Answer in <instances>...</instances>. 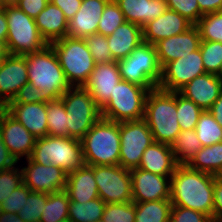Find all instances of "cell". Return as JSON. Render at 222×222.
Wrapping results in <instances>:
<instances>
[{"label":"cell","instance_id":"6da1fadb","mask_svg":"<svg viewBox=\"0 0 222 222\" xmlns=\"http://www.w3.org/2000/svg\"><path fill=\"white\" fill-rule=\"evenodd\" d=\"M170 180L172 206L196 210L213 218L215 175L178 165Z\"/></svg>","mask_w":222,"mask_h":222},{"label":"cell","instance_id":"7a4b0ae2","mask_svg":"<svg viewBox=\"0 0 222 222\" xmlns=\"http://www.w3.org/2000/svg\"><path fill=\"white\" fill-rule=\"evenodd\" d=\"M144 120L155 142L171 145L181 131L177 120V92L158 87L150 90L145 103Z\"/></svg>","mask_w":222,"mask_h":222},{"label":"cell","instance_id":"3957f363","mask_svg":"<svg viewBox=\"0 0 222 222\" xmlns=\"http://www.w3.org/2000/svg\"><path fill=\"white\" fill-rule=\"evenodd\" d=\"M24 56L27 62L28 82L39 88L49 101L60 99L72 87L50 44L40 51Z\"/></svg>","mask_w":222,"mask_h":222},{"label":"cell","instance_id":"277c9868","mask_svg":"<svg viewBox=\"0 0 222 222\" xmlns=\"http://www.w3.org/2000/svg\"><path fill=\"white\" fill-rule=\"evenodd\" d=\"M80 141L85 165L119 164L120 122L101 117Z\"/></svg>","mask_w":222,"mask_h":222},{"label":"cell","instance_id":"5b68a950","mask_svg":"<svg viewBox=\"0 0 222 222\" xmlns=\"http://www.w3.org/2000/svg\"><path fill=\"white\" fill-rule=\"evenodd\" d=\"M29 158L40 165L59 167L67 174L84 165L81 141L70 137L38 138Z\"/></svg>","mask_w":222,"mask_h":222},{"label":"cell","instance_id":"8992f818","mask_svg":"<svg viewBox=\"0 0 222 222\" xmlns=\"http://www.w3.org/2000/svg\"><path fill=\"white\" fill-rule=\"evenodd\" d=\"M50 45L71 86H84L96 65L85 39L66 36Z\"/></svg>","mask_w":222,"mask_h":222},{"label":"cell","instance_id":"52a82bcc","mask_svg":"<svg viewBox=\"0 0 222 222\" xmlns=\"http://www.w3.org/2000/svg\"><path fill=\"white\" fill-rule=\"evenodd\" d=\"M152 89L120 80L110 99L100 108L101 117L114 122L144 119L147 95Z\"/></svg>","mask_w":222,"mask_h":222},{"label":"cell","instance_id":"ba28073f","mask_svg":"<svg viewBox=\"0 0 222 222\" xmlns=\"http://www.w3.org/2000/svg\"><path fill=\"white\" fill-rule=\"evenodd\" d=\"M121 79L154 89L161 80L162 68L159 64L155 45L142 42L126 58L117 61Z\"/></svg>","mask_w":222,"mask_h":222},{"label":"cell","instance_id":"9c48e42d","mask_svg":"<svg viewBox=\"0 0 222 222\" xmlns=\"http://www.w3.org/2000/svg\"><path fill=\"white\" fill-rule=\"evenodd\" d=\"M8 25L6 43L11 55H26L40 51L47 44L41 37L35 20L16 5L5 6Z\"/></svg>","mask_w":222,"mask_h":222},{"label":"cell","instance_id":"30bf717a","mask_svg":"<svg viewBox=\"0 0 222 222\" xmlns=\"http://www.w3.org/2000/svg\"><path fill=\"white\" fill-rule=\"evenodd\" d=\"M60 99L68 115L69 137L81 140L101 118L100 107L83 86H72Z\"/></svg>","mask_w":222,"mask_h":222},{"label":"cell","instance_id":"8fae6325","mask_svg":"<svg viewBox=\"0 0 222 222\" xmlns=\"http://www.w3.org/2000/svg\"><path fill=\"white\" fill-rule=\"evenodd\" d=\"M153 142V134L144 119L120 122L119 165L129 170L138 168L144 151Z\"/></svg>","mask_w":222,"mask_h":222},{"label":"cell","instance_id":"7c38bea8","mask_svg":"<svg viewBox=\"0 0 222 222\" xmlns=\"http://www.w3.org/2000/svg\"><path fill=\"white\" fill-rule=\"evenodd\" d=\"M99 198L106 204L132 201L131 173L118 165H93Z\"/></svg>","mask_w":222,"mask_h":222},{"label":"cell","instance_id":"4fadbf2b","mask_svg":"<svg viewBox=\"0 0 222 222\" xmlns=\"http://www.w3.org/2000/svg\"><path fill=\"white\" fill-rule=\"evenodd\" d=\"M200 48L188 55L167 63L162 68L158 88L178 92L197 76L205 74Z\"/></svg>","mask_w":222,"mask_h":222},{"label":"cell","instance_id":"5bb4252c","mask_svg":"<svg viewBox=\"0 0 222 222\" xmlns=\"http://www.w3.org/2000/svg\"><path fill=\"white\" fill-rule=\"evenodd\" d=\"M28 167L21 169L23 183L32 191L51 194L65 190L67 173L54 165H40L30 158Z\"/></svg>","mask_w":222,"mask_h":222},{"label":"cell","instance_id":"9a60e30c","mask_svg":"<svg viewBox=\"0 0 222 222\" xmlns=\"http://www.w3.org/2000/svg\"><path fill=\"white\" fill-rule=\"evenodd\" d=\"M132 201L150 202L170 199L171 180L169 176H161L140 168L130 169Z\"/></svg>","mask_w":222,"mask_h":222},{"label":"cell","instance_id":"2e32d148","mask_svg":"<svg viewBox=\"0 0 222 222\" xmlns=\"http://www.w3.org/2000/svg\"><path fill=\"white\" fill-rule=\"evenodd\" d=\"M0 134L5 146L16 161L21 156L26 155V159L31 156L37 138L5 109L0 113Z\"/></svg>","mask_w":222,"mask_h":222},{"label":"cell","instance_id":"e0dca14e","mask_svg":"<svg viewBox=\"0 0 222 222\" xmlns=\"http://www.w3.org/2000/svg\"><path fill=\"white\" fill-rule=\"evenodd\" d=\"M26 83L28 70L25 56L10 55L0 68V103L3 107L13 101L19 89Z\"/></svg>","mask_w":222,"mask_h":222},{"label":"cell","instance_id":"ac0fdd59","mask_svg":"<svg viewBox=\"0 0 222 222\" xmlns=\"http://www.w3.org/2000/svg\"><path fill=\"white\" fill-rule=\"evenodd\" d=\"M121 80L117 61L96 63L84 88L101 108L113 94L116 84Z\"/></svg>","mask_w":222,"mask_h":222},{"label":"cell","instance_id":"d6986e66","mask_svg":"<svg viewBox=\"0 0 222 222\" xmlns=\"http://www.w3.org/2000/svg\"><path fill=\"white\" fill-rule=\"evenodd\" d=\"M200 42V32L196 25L181 34L160 40L155 47L161 68L173 60L198 50Z\"/></svg>","mask_w":222,"mask_h":222},{"label":"cell","instance_id":"ffe728a7","mask_svg":"<svg viewBox=\"0 0 222 222\" xmlns=\"http://www.w3.org/2000/svg\"><path fill=\"white\" fill-rule=\"evenodd\" d=\"M193 24L176 11L167 9L161 16L142 27L143 42L155 45L160 40L187 31Z\"/></svg>","mask_w":222,"mask_h":222},{"label":"cell","instance_id":"44dd1931","mask_svg":"<svg viewBox=\"0 0 222 222\" xmlns=\"http://www.w3.org/2000/svg\"><path fill=\"white\" fill-rule=\"evenodd\" d=\"M178 92L203 110H209L222 93V78L205 73L192 79Z\"/></svg>","mask_w":222,"mask_h":222},{"label":"cell","instance_id":"7402d4cb","mask_svg":"<svg viewBox=\"0 0 222 222\" xmlns=\"http://www.w3.org/2000/svg\"><path fill=\"white\" fill-rule=\"evenodd\" d=\"M110 0H82L81 7L68 21L67 36L86 38L97 33L98 23Z\"/></svg>","mask_w":222,"mask_h":222},{"label":"cell","instance_id":"603a6c76","mask_svg":"<svg viewBox=\"0 0 222 222\" xmlns=\"http://www.w3.org/2000/svg\"><path fill=\"white\" fill-rule=\"evenodd\" d=\"M4 109L37 139L47 136L46 103H8Z\"/></svg>","mask_w":222,"mask_h":222},{"label":"cell","instance_id":"cb8c5ba5","mask_svg":"<svg viewBox=\"0 0 222 222\" xmlns=\"http://www.w3.org/2000/svg\"><path fill=\"white\" fill-rule=\"evenodd\" d=\"M65 191L70 202L86 203L98 198L99 194L94 170L84 164L75 171L68 173Z\"/></svg>","mask_w":222,"mask_h":222},{"label":"cell","instance_id":"d4e9b609","mask_svg":"<svg viewBox=\"0 0 222 222\" xmlns=\"http://www.w3.org/2000/svg\"><path fill=\"white\" fill-rule=\"evenodd\" d=\"M125 20L143 27L161 16L167 9L166 0H114Z\"/></svg>","mask_w":222,"mask_h":222},{"label":"cell","instance_id":"484cf974","mask_svg":"<svg viewBox=\"0 0 222 222\" xmlns=\"http://www.w3.org/2000/svg\"><path fill=\"white\" fill-rule=\"evenodd\" d=\"M178 164L171 145L153 142L144 151L138 168L161 176H172Z\"/></svg>","mask_w":222,"mask_h":222},{"label":"cell","instance_id":"4316f807","mask_svg":"<svg viewBox=\"0 0 222 222\" xmlns=\"http://www.w3.org/2000/svg\"><path fill=\"white\" fill-rule=\"evenodd\" d=\"M107 41L115 61L126 58L143 42L142 27L125 21L111 35L107 36Z\"/></svg>","mask_w":222,"mask_h":222},{"label":"cell","instance_id":"83f0119b","mask_svg":"<svg viewBox=\"0 0 222 222\" xmlns=\"http://www.w3.org/2000/svg\"><path fill=\"white\" fill-rule=\"evenodd\" d=\"M41 37L50 44L67 36L68 20L51 1L34 19Z\"/></svg>","mask_w":222,"mask_h":222},{"label":"cell","instance_id":"f1b7e54d","mask_svg":"<svg viewBox=\"0 0 222 222\" xmlns=\"http://www.w3.org/2000/svg\"><path fill=\"white\" fill-rule=\"evenodd\" d=\"M187 166L216 176L222 170V142L202 147Z\"/></svg>","mask_w":222,"mask_h":222},{"label":"cell","instance_id":"f546056e","mask_svg":"<svg viewBox=\"0 0 222 222\" xmlns=\"http://www.w3.org/2000/svg\"><path fill=\"white\" fill-rule=\"evenodd\" d=\"M202 148L195 129L181 130L175 141L171 144L178 165H188Z\"/></svg>","mask_w":222,"mask_h":222},{"label":"cell","instance_id":"4dcf8cb0","mask_svg":"<svg viewBox=\"0 0 222 222\" xmlns=\"http://www.w3.org/2000/svg\"><path fill=\"white\" fill-rule=\"evenodd\" d=\"M135 222H169L172 203L170 199L134 202Z\"/></svg>","mask_w":222,"mask_h":222},{"label":"cell","instance_id":"1f68e13d","mask_svg":"<svg viewBox=\"0 0 222 222\" xmlns=\"http://www.w3.org/2000/svg\"><path fill=\"white\" fill-rule=\"evenodd\" d=\"M105 206L99 197L86 203L70 202L68 219L71 222H96L103 217Z\"/></svg>","mask_w":222,"mask_h":222},{"label":"cell","instance_id":"d6a6232c","mask_svg":"<svg viewBox=\"0 0 222 222\" xmlns=\"http://www.w3.org/2000/svg\"><path fill=\"white\" fill-rule=\"evenodd\" d=\"M70 200L65 190L47 194V201L40 222H60L68 220Z\"/></svg>","mask_w":222,"mask_h":222},{"label":"cell","instance_id":"836d02e7","mask_svg":"<svg viewBox=\"0 0 222 222\" xmlns=\"http://www.w3.org/2000/svg\"><path fill=\"white\" fill-rule=\"evenodd\" d=\"M49 136L69 137L68 115L61 99L46 102Z\"/></svg>","mask_w":222,"mask_h":222},{"label":"cell","instance_id":"e575fe53","mask_svg":"<svg viewBox=\"0 0 222 222\" xmlns=\"http://www.w3.org/2000/svg\"><path fill=\"white\" fill-rule=\"evenodd\" d=\"M195 131L202 147L222 142V127L209 110L202 112L198 118Z\"/></svg>","mask_w":222,"mask_h":222},{"label":"cell","instance_id":"d590c367","mask_svg":"<svg viewBox=\"0 0 222 222\" xmlns=\"http://www.w3.org/2000/svg\"><path fill=\"white\" fill-rule=\"evenodd\" d=\"M204 110L177 92V120L180 130H193Z\"/></svg>","mask_w":222,"mask_h":222},{"label":"cell","instance_id":"8d00e7d4","mask_svg":"<svg viewBox=\"0 0 222 222\" xmlns=\"http://www.w3.org/2000/svg\"><path fill=\"white\" fill-rule=\"evenodd\" d=\"M196 26L201 40L222 43V11L204 14Z\"/></svg>","mask_w":222,"mask_h":222},{"label":"cell","instance_id":"74e56055","mask_svg":"<svg viewBox=\"0 0 222 222\" xmlns=\"http://www.w3.org/2000/svg\"><path fill=\"white\" fill-rule=\"evenodd\" d=\"M125 21L119 5L114 0H110L101 15L97 33L109 36Z\"/></svg>","mask_w":222,"mask_h":222},{"label":"cell","instance_id":"f35d334b","mask_svg":"<svg viewBox=\"0 0 222 222\" xmlns=\"http://www.w3.org/2000/svg\"><path fill=\"white\" fill-rule=\"evenodd\" d=\"M200 52L206 73L215 74L220 77V66L222 63V43L213 41L200 42Z\"/></svg>","mask_w":222,"mask_h":222},{"label":"cell","instance_id":"ab89813d","mask_svg":"<svg viewBox=\"0 0 222 222\" xmlns=\"http://www.w3.org/2000/svg\"><path fill=\"white\" fill-rule=\"evenodd\" d=\"M46 201V193L31 192L27 196L26 204L20 209L18 215L24 222H40Z\"/></svg>","mask_w":222,"mask_h":222},{"label":"cell","instance_id":"60d3db41","mask_svg":"<svg viewBox=\"0 0 222 222\" xmlns=\"http://www.w3.org/2000/svg\"><path fill=\"white\" fill-rule=\"evenodd\" d=\"M136 207L133 201L106 204L103 214L105 222H135Z\"/></svg>","mask_w":222,"mask_h":222},{"label":"cell","instance_id":"b9f144b4","mask_svg":"<svg viewBox=\"0 0 222 222\" xmlns=\"http://www.w3.org/2000/svg\"><path fill=\"white\" fill-rule=\"evenodd\" d=\"M84 39L95 63H110L115 61L109 49L107 36L95 33Z\"/></svg>","mask_w":222,"mask_h":222},{"label":"cell","instance_id":"7bdbcfd3","mask_svg":"<svg viewBox=\"0 0 222 222\" xmlns=\"http://www.w3.org/2000/svg\"><path fill=\"white\" fill-rule=\"evenodd\" d=\"M166 4L168 9L176 11L193 25H196L203 16L197 0H166Z\"/></svg>","mask_w":222,"mask_h":222},{"label":"cell","instance_id":"ee69618b","mask_svg":"<svg viewBox=\"0 0 222 222\" xmlns=\"http://www.w3.org/2000/svg\"><path fill=\"white\" fill-rule=\"evenodd\" d=\"M23 184V173L14 167L0 171V203Z\"/></svg>","mask_w":222,"mask_h":222},{"label":"cell","instance_id":"f6af8a7d","mask_svg":"<svg viewBox=\"0 0 222 222\" xmlns=\"http://www.w3.org/2000/svg\"><path fill=\"white\" fill-rule=\"evenodd\" d=\"M32 191L23 183L4 199L1 211L18 214L20 209L26 204L27 196Z\"/></svg>","mask_w":222,"mask_h":222},{"label":"cell","instance_id":"bcb514c9","mask_svg":"<svg viewBox=\"0 0 222 222\" xmlns=\"http://www.w3.org/2000/svg\"><path fill=\"white\" fill-rule=\"evenodd\" d=\"M169 222H214L213 218L196 210L172 206Z\"/></svg>","mask_w":222,"mask_h":222},{"label":"cell","instance_id":"7dc6e473","mask_svg":"<svg viewBox=\"0 0 222 222\" xmlns=\"http://www.w3.org/2000/svg\"><path fill=\"white\" fill-rule=\"evenodd\" d=\"M49 100L44 93L31 83L24 84L10 103H46Z\"/></svg>","mask_w":222,"mask_h":222},{"label":"cell","instance_id":"c3c4849f","mask_svg":"<svg viewBox=\"0 0 222 222\" xmlns=\"http://www.w3.org/2000/svg\"><path fill=\"white\" fill-rule=\"evenodd\" d=\"M48 3V0H18L15 5L29 17L35 19Z\"/></svg>","mask_w":222,"mask_h":222},{"label":"cell","instance_id":"681fc988","mask_svg":"<svg viewBox=\"0 0 222 222\" xmlns=\"http://www.w3.org/2000/svg\"><path fill=\"white\" fill-rule=\"evenodd\" d=\"M213 221L222 222V181L216 176L214 180Z\"/></svg>","mask_w":222,"mask_h":222},{"label":"cell","instance_id":"f907efd6","mask_svg":"<svg viewBox=\"0 0 222 222\" xmlns=\"http://www.w3.org/2000/svg\"><path fill=\"white\" fill-rule=\"evenodd\" d=\"M51 2L63 11L68 21L74 17L82 4V0H51Z\"/></svg>","mask_w":222,"mask_h":222},{"label":"cell","instance_id":"816d5d0a","mask_svg":"<svg viewBox=\"0 0 222 222\" xmlns=\"http://www.w3.org/2000/svg\"><path fill=\"white\" fill-rule=\"evenodd\" d=\"M17 161L8 151L0 134V171L14 167Z\"/></svg>","mask_w":222,"mask_h":222},{"label":"cell","instance_id":"f5cc1de1","mask_svg":"<svg viewBox=\"0 0 222 222\" xmlns=\"http://www.w3.org/2000/svg\"><path fill=\"white\" fill-rule=\"evenodd\" d=\"M200 12L204 15L222 11V0H197Z\"/></svg>","mask_w":222,"mask_h":222},{"label":"cell","instance_id":"db71d44e","mask_svg":"<svg viewBox=\"0 0 222 222\" xmlns=\"http://www.w3.org/2000/svg\"><path fill=\"white\" fill-rule=\"evenodd\" d=\"M210 113L213 115L214 119L221 125L222 127V93L218 97V99L214 102L212 107L209 109Z\"/></svg>","mask_w":222,"mask_h":222},{"label":"cell","instance_id":"11a10c76","mask_svg":"<svg viewBox=\"0 0 222 222\" xmlns=\"http://www.w3.org/2000/svg\"><path fill=\"white\" fill-rule=\"evenodd\" d=\"M8 35V25L5 13V7L0 8V40H6Z\"/></svg>","mask_w":222,"mask_h":222},{"label":"cell","instance_id":"9f6ffc18","mask_svg":"<svg viewBox=\"0 0 222 222\" xmlns=\"http://www.w3.org/2000/svg\"><path fill=\"white\" fill-rule=\"evenodd\" d=\"M0 222H24L16 213L0 211Z\"/></svg>","mask_w":222,"mask_h":222},{"label":"cell","instance_id":"6f0895ef","mask_svg":"<svg viewBox=\"0 0 222 222\" xmlns=\"http://www.w3.org/2000/svg\"><path fill=\"white\" fill-rule=\"evenodd\" d=\"M10 55L6 40H0V61H4Z\"/></svg>","mask_w":222,"mask_h":222},{"label":"cell","instance_id":"680465c9","mask_svg":"<svg viewBox=\"0 0 222 222\" xmlns=\"http://www.w3.org/2000/svg\"><path fill=\"white\" fill-rule=\"evenodd\" d=\"M2 1V8L7 5H15L18 0H1Z\"/></svg>","mask_w":222,"mask_h":222},{"label":"cell","instance_id":"91938a15","mask_svg":"<svg viewBox=\"0 0 222 222\" xmlns=\"http://www.w3.org/2000/svg\"><path fill=\"white\" fill-rule=\"evenodd\" d=\"M216 177L222 181V170L216 175Z\"/></svg>","mask_w":222,"mask_h":222},{"label":"cell","instance_id":"94428289","mask_svg":"<svg viewBox=\"0 0 222 222\" xmlns=\"http://www.w3.org/2000/svg\"><path fill=\"white\" fill-rule=\"evenodd\" d=\"M220 78H222V63H221V66H220Z\"/></svg>","mask_w":222,"mask_h":222},{"label":"cell","instance_id":"6125c7cd","mask_svg":"<svg viewBox=\"0 0 222 222\" xmlns=\"http://www.w3.org/2000/svg\"><path fill=\"white\" fill-rule=\"evenodd\" d=\"M4 109L3 105L0 103V113Z\"/></svg>","mask_w":222,"mask_h":222},{"label":"cell","instance_id":"be15d7a7","mask_svg":"<svg viewBox=\"0 0 222 222\" xmlns=\"http://www.w3.org/2000/svg\"><path fill=\"white\" fill-rule=\"evenodd\" d=\"M96 222H105L103 218L97 220Z\"/></svg>","mask_w":222,"mask_h":222},{"label":"cell","instance_id":"e7e4bbea","mask_svg":"<svg viewBox=\"0 0 222 222\" xmlns=\"http://www.w3.org/2000/svg\"><path fill=\"white\" fill-rule=\"evenodd\" d=\"M60 222H71V221L68 219V220H63V221H60Z\"/></svg>","mask_w":222,"mask_h":222}]
</instances>
